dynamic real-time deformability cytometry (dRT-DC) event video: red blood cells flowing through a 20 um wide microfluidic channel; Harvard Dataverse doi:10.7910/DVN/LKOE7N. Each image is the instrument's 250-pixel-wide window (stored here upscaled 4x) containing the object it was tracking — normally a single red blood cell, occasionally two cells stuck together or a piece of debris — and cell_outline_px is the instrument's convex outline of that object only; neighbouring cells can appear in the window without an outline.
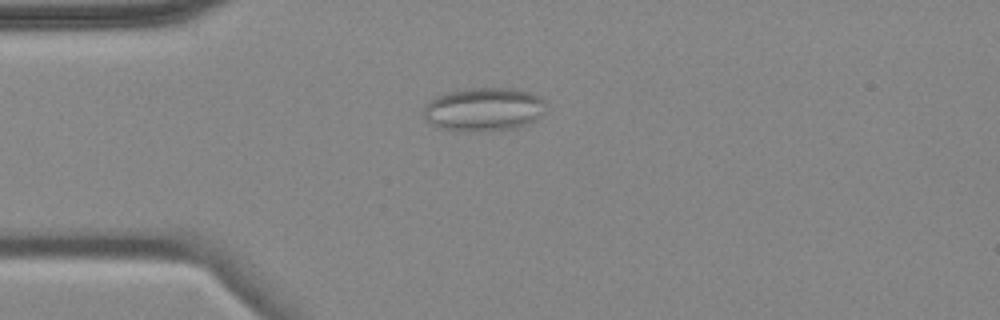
{"species": "common noctule bat (a hibernating species)", "species_latin": "Nyctalus noctula", "temperature_condition": "cold", "stored_images_in_passage": 6, "camera_frame_rate_fps": 3000, "um_per_image_px": 0.085, "animal": {"sex": "female", "body_mass_g": 18.4}, "frame": {"image": 1, "passage_image": 1, "time_ms": 0.0, "image_size_px": [1000, 320], "cell_outline_px": [[544, 112], [536, 120], [512, 128], [468, 132], [440, 128], [428, 120], [424, 116], [424, 104], [436, 96], [448, 92], [468, 88], [512, 88], [528, 92], [540, 96], [544, 100]], "centroid_in_image_um": [41.11, 9.28], "position_along_channel_um": 43.9, "area_um2": 30.81}}